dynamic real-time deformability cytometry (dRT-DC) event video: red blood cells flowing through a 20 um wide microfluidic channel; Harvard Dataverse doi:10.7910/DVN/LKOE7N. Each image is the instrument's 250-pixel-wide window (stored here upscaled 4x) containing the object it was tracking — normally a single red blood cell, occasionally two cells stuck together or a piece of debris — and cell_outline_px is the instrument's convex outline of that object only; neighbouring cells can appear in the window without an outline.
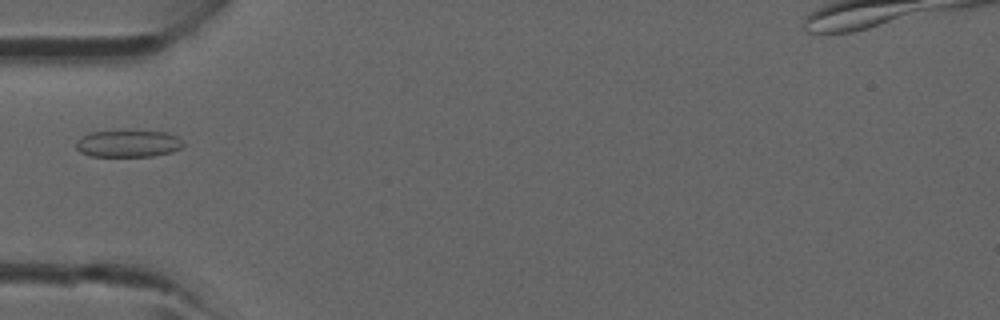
{"species": "common noctule bat (a hibernating species)", "species_latin": "Nyctalus noctula", "temperature_condition": "room temperature", "stored_images_in_passage": 3, "camera_frame_rate_fps": 3000, "um_per_image_px": 0.085, "animal": {"sex": "male", "forearm_length_mm": 52.5}, "frame": {"image": 1, "passage_image": 3, "time_ms": 2.333, "image_size_px": [1000, 320], "cell_outline_px": [[184, 144], [180, 148], [172, 152], [152, 156], [88, 156], [80, 152], [76, 148], [76, 140], [92, 132], [168, 132], [180, 136]], "centroid_in_image_um": [10.93, 12.22], "position_along_channel_um": 74.1, "area_um2": 16.65}}